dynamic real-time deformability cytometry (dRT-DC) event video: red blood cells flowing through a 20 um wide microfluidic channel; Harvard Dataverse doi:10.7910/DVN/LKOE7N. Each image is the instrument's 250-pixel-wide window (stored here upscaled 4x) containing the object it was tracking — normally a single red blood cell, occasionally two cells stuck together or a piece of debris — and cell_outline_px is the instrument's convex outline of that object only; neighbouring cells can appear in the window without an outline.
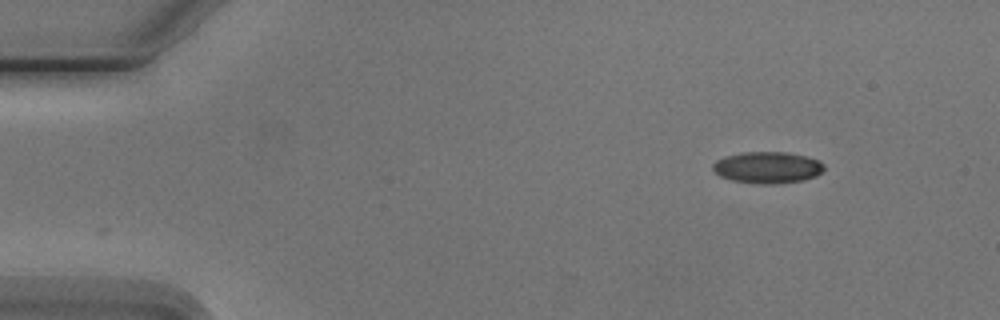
{"species": "Egyptian fruit bat (a non-hibernating species)", "species_latin": "Rousettus aegyptiacus", "temperature_condition": "cold", "stored_images_in_passage": 2, "camera_frame_rate_fps": 3000, "um_per_image_px": 0.085, "animal": {"sex": "male"}, "frame": {"image": 1, "passage_image": 2, "time_ms": 1.0, "image_size_px": [1000, 320], "cell_outline_px": [[824, 172], [816, 176], [804, 180], [776, 184], [760, 184], [732, 180], [720, 176], [712, 168], [712, 164], [716, 160], [724, 156], [744, 152], [788, 152], [808, 156], [820, 160], [824, 164]], "centroid_in_image_um": [65.28, 14.23], "position_along_channel_um": 19.7, "area_um2": 20.75}}